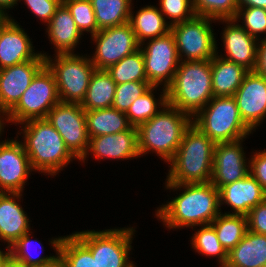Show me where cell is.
Returning a JSON list of instances; mask_svg holds the SVG:
<instances>
[{
  "label": "cell",
  "instance_id": "cell-1",
  "mask_svg": "<svg viewBox=\"0 0 266 267\" xmlns=\"http://www.w3.org/2000/svg\"><path fill=\"white\" fill-rule=\"evenodd\" d=\"M165 188L183 192L162 204L155 212L169 229L210 224L221 212L219 190L211 183H165Z\"/></svg>",
  "mask_w": 266,
  "mask_h": 267
},
{
  "label": "cell",
  "instance_id": "cell-36",
  "mask_svg": "<svg viewBox=\"0 0 266 267\" xmlns=\"http://www.w3.org/2000/svg\"><path fill=\"white\" fill-rule=\"evenodd\" d=\"M196 16H204L214 20L234 19L237 10V0H192Z\"/></svg>",
  "mask_w": 266,
  "mask_h": 267
},
{
  "label": "cell",
  "instance_id": "cell-49",
  "mask_svg": "<svg viewBox=\"0 0 266 267\" xmlns=\"http://www.w3.org/2000/svg\"><path fill=\"white\" fill-rule=\"evenodd\" d=\"M2 116V117H1ZM5 116V117H4ZM4 118V119H3ZM4 120L6 121V122H8V119H7V114L4 112V111H2V110H0V137H1V134H2V132L4 131Z\"/></svg>",
  "mask_w": 266,
  "mask_h": 267
},
{
  "label": "cell",
  "instance_id": "cell-18",
  "mask_svg": "<svg viewBox=\"0 0 266 267\" xmlns=\"http://www.w3.org/2000/svg\"><path fill=\"white\" fill-rule=\"evenodd\" d=\"M225 22L222 32L225 57L219 56L243 66L248 71H254L257 61L259 40L250 36L235 19L217 20Z\"/></svg>",
  "mask_w": 266,
  "mask_h": 267
},
{
  "label": "cell",
  "instance_id": "cell-51",
  "mask_svg": "<svg viewBox=\"0 0 266 267\" xmlns=\"http://www.w3.org/2000/svg\"><path fill=\"white\" fill-rule=\"evenodd\" d=\"M5 267H26V266H23V265H21V264H18V263H16V262H14L12 259H10V260L6 263Z\"/></svg>",
  "mask_w": 266,
  "mask_h": 267
},
{
  "label": "cell",
  "instance_id": "cell-23",
  "mask_svg": "<svg viewBox=\"0 0 266 267\" xmlns=\"http://www.w3.org/2000/svg\"><path fill=\"white\" fill-rule=\"evenodd\" d=\"M46 32L56 54H74L83 35L68 8L62 3L47 24Z\"/></svg>",
  "mask_w": 266,
  "mask_h": 267
},
{
  "label": "cell",
  "instance_id": "cell-20",
  "mask_svg": "<svg viewBox=\"0 0 266 267\" xmlns=\"http://www.w3.org/2000/svg\"><path fill=\"white\" fill-rule=\"evenodd\" d=\"M266 199L260 183L248 173L243 179L226 184L219 189L220 209L227 204L233 210L224 214L247 215L249 211Z\"/></svg>",
  "mask_w": 266,
  "mask_h": 267
},
{
  "label": "cell",
  "instance_id": "cell-6",
  "mask_svg": "<svg viewBox=\"0 0 266 267\" xmlns=\"http://www.w3.org/2000/svg\"><path fill=\"white\" fill-rule=\"evenodd\" d=\"M192 124L214 143L238 141L253 133L242 120L233 96L213 97L192 118Z\"/></svg>",
  "mask_w": 266,
  "mask_h": 267
},
{
  "label": "cell",
  "instance_id": "cell-27",
  "mask_svg": "<svg viewBox=\"0 0 266 267\" xmlns=\"http://www.w3.org/2000/svg\"><path fill=\"white\" fill-rule=\"evenodd\" d=\"M85 117L89 138L120 133L131 127L125 113L113 107L85 111Z\"/></svg>",
  "mask_w": 266,
  "mask_h": 267
},
{
  "label": "cell",
  "instance_id": "cell-7",
  "mask_svg": "<svg viewBox=\"0 0 266 267\" xmlns=\"http://www.w3.org/2000/svg\"><path fill=\"white\" fill-rule=\"evenodd\" d=\"M40 54L45 57V65L54 74L60 102L81 104L96 70L90 56L54 54L55 58L52 59L44 52Z\"/></svg>",
  "mask_w": 266,
  "mask_h": 267
},
{
  "label": "cell",
  "instance_id": "cell-21",
  "mask_svg": "<svg viewBox=\"0 0 266 267\" xmlns=\"http://www.w3.org/2000/svg\"><path fill=\"white\" fill-rule=\"evenodd\" d=\"M21 196L22 193L0 192V240L7 242L9 248L31 228L30 219L18 202Z\"/></svg>",
  "mask_w": 266,
  "mask_h": 267
},
{
  "label": "cell",
  "instance_id": "cell-42",
  "mask_svg": "<svg viewBox=\"0 0 266 267\" xmlns=\"http://www.w3.org/2000/svg\"><path fill=\"white\" fill-rule=\"evenodd\" d=\"M246 217L249 231L266 235V199L253 207Z\"/></svg>",
  "mask_w": 266,
  "mask_h": 267
},
{
  "label": "cell",
  "instance_id": "cell-48",
  "mask_svg": "<svg viewBox=\"0 0 266 267\" xmlns=\"http://www.w3.org/2000/svg\"><path fill=\"white\" fill-rule=\"evenodd\" d=\"M13 20V18L10 15H5L1 20H0V39L2 36V33L5 29V27Z\"/></svg>",
  "mask_w": 266,
  "mask_h": 267
},
{
  "label": "cell",
  "instance_id": "cell-31",
  "mask_svg": "<svg viewBox=\"0 0 266 267\" xmlns=\"http://www.w3.org/2000/svg\"><path fill=\"white\" fill-rule=\"evenodd\" d=\"M156 89L157 86H151L143 95L137 97L128 108L125 115L131 126L138 128L141 124L149 121L160 111V108L167 104V89L162 88L163 91H161L159 96L160 99L158 98L159 101L153 94Z\"/></svg>",
  "mask_w": 266,
  "mask_h": 267
},
{
  "label": "cell",
  "instance_id": "cell-40",
  "mask_svg": "<svg viewBox=\"0 0 266 267\" xmlns=\"http://www.w3.org/2000/svg\"><path fill=\"white\" fill-rule=\"evenodd\" d=\"M159 10L170 19L169 24L188 21L195 16L192 0H159Z\"/></svg>",
  "mask_w": 266,
  "mask_h": 267
},
{
  "label": "cell",
  "instance_id": "cell-35",
  "mask_svg": "<svg viewBox=\"0 0 266 267\" xmlns=\"http://www.w3.org/2000/svg\"><path fill=\"white\" fill-rule=\"evenodd\" d=\"M191 238V248H193L194 251L196 250L195 252L206 255L207 257L217 256L216 258H218L217 261L220 267L225 266L228 252L220 244L216 231L211 224L201 225V228L198 229Z\"/></svg>",
  "mask_w": 266,
  "mask_h": 267
},
{
  "label": "cell",
  "instance_id": "cell-32",
  "mask_svg": "<svg viewBox=\"0 0 266 267\" xmlns=\"http://www.w3.org/2000/svg\"><path fill=\"white\" fill-rule=\"evenodd\" d=\"M30 233V234H29ZM32 232H27L23 236H21L11 247H10V258L23 266L29 267V266H43L46 264H49L53 261H55L59 257V248L62 241V236L50 239V244L54 251L56 252V255H46V256H34L32 253H30V245L32 246V240L30 235ZM39 244H38V243ZM41 241L34 240L33 243H36L40 245ZM41 251H44V246L41 244ZM34 256H32V255Z\"/></svg>",
  "mask_w": 266,
  "mask_h": 267
},
{
  "label": "cell",
  "instance_id": "cell-39",
  "mask_svg": "<svg viewBox=\"0 0 266 267\" xmlns=\"http://www.w3.org/2000/svg\"><path fill=\"white\" fill-rule=\"evenodd\" d=\"M151 86L149 82H126L116 84L112 107L120 112L126 113L137 97L143 95Z\"/></svg>",
  "mask_w": 266,
  "mask_h": 267
},
{
  "label": "cell",
  "instance_id": "cell-24",
  "mask_svg": "<svg viewBox=\"0 0 266 267\" xmlns=\"http://www.w3.org/2000/svg\"><path fill=\"white\" fill-rule=\"evenodd\" d=\"M266 264V235L247 230L242 240L228 252L224 267H263Z\"/></svg>",
  "mask_w": 266,
  "mask_h": 267
},
{
  "label": "cell",
  "instance_id": "cell-34",
  "mask_svg": "<svg viewBox=\"0 0 266 267\" xmlns=\"http://www.w3.org/2000/svg\"><path fill=\"white\" fill-rule=\"evenodd\" d=\"M59 257L63 267H97L91 251L73 233L63 236Z\"/></svg>",
  "mask_w": 266,
  "mask_h": 267
},
{
  "label": "cell",
  "instance_id": "cell-43",
  "mask_svg": "<svg viewBox=\"0 0 266 267\" xmlns=\"http://www.w3.org/2000/svg\"><path fill=\"white\" fill-rule=\"evenodd\" d=\"M249 163V173L260 183L266 193V149L254 152Z\"/></svg>",
  "mask_w": 266,
  "mask_h": 267
},
{
  "label": "cell",
  "instance_id": "cell-28",
  "mask_svg": "<svg viewBox=\"0 0 266 267\" xmlns=\"http://www.w3.org/2000/svg\"><path fill=\"white\" fill-rule=\"evenodd\" d=\"M116 83L106 70L96 69L91 76L86 96L81 103L85 111L112 107Z\"/></svg>",
  "mask_w": 266,
  "mask_h": 267
},
{
  "label": "cell",
  "instance_id": "cell-3",
  "mask_svg": "<svg viewBox=\"0 0 266 267\" xmlns=\"http://www.w3.org/2000/svg\"><path fill=\"white\" fill-rule=\"evenodd\" d=\"M23 146L34 171L51 177L77 159L66 147L57 130L45 119L29 120L21 124ZM24 125V126H23Z\"/></svg>",
  "mask_w": 266,
  "mask_h": 267
},
{
  "label": "cell",
  "instance_id": "cell-41",
  "mask_svg": "<svg viewBox=\"0 0 266 267\" xmlns=\"http://www.w3.org/2000/svg\"><path fill=\"white\" fill-rule=\"evenodd\" d=\"M21 1V0H19ZM31 13L48 24L56 10L63 3L61 0H23Z\"/></svg>",
  "mask_w": 266,
  "mask_h": 267
},
{
  "label": "cell",
  "instance_id": "cell-19",
  "mask_svg": "<svg viewBox=\"0 0 266 267\" xmlns=\"http://www.w3.org/2000/svg\"><path fill=\"white\" fill-rule=\"evenodd\" d=\"M89 153H91V156L93 154V158L95 157L97 160L110 158L114 160H128L140 157L137 128L131 126L128 130L120 133L90 138L86 155L80 162L82 161L84 163Z\"/></svg>",
  "mask_w": 266,
  "mask_h": 267
},
{
  "label": "cell",
  "instance_id": "cell-8",
  "mask_svg": "<svg viewBox=\"0 0 266 267\" xmlns=\"http://www.w3.org/2000/svg\"><path fill=\"white\" fill-rule=\"evenodd\" d=\"M135 232L133 227H124L73 234L91 251L97 267H136L129 260Z\"/></svg>",
  "mask_w": 266,
  "mask_h": 267
},
{
  "label": "cell",
  "instance_id": "cell-13",
  "mask_svg": "<svg viewBox=\"0 0 266 267\" xmlns=\"http://www.w3.org/2000/svg\"><path fill=\"white\" fill-rule=\"evenodd\" d=\"M91 38L96 43V51L90 60L99 70H107L140 48L129 22L101 29Z\"/></svg>",
  "mask_w": 266,
  "mask_h": 267
},
{
  "label": "cell",
  "instance_id": "cell-17",
  "mask_svg": "<svg viewBox=\"0 0 266 267\" xmlns=\"http://www.w3.org/2000/svg\"><path fill=\"white\" fill-rule=\"evenodd\" d=\"M233 97L244 123L256 130L266 118V78L249 71Z\"/></svg>",
  "mask_w": 266,
  "mask_h": 267
},
{
  "label": "cell",
  "instance_id": "cell-50",
  "mask_svg": "<svg viewBox=\"0 0 266 267\" xmlns=\"http://www.w3.org/2000/svg\"><path fill=\"white\" fill-rule=\"evenodd\" d=\"M29 267H63L60 257H58L55 261L43 265V266H29Z\"/></svg>",
  "mask_w": 266,
  "mask_h": 267
},
{
  "label": "cell",
  "instance_id": "cell-46",
  "mask_svg": "<svg viewBox=\"0 0 266 267\" xmlns=\"http://www.w3.org/2000/svg\"><path fill=\"white\" fill-rule=\"evenodd\" d=\"M19 0H0V10L7 15V10L14 8L16 4L18 5Z\"/></svg>",
  "mask_w": 266,
  "mask_h": 267
},
{
  "label": "cell",
  "instance_id": "cell-5",
  "mask_svg": "<svg viewBox=\"0 0 266 267\" xmlns=\"http://www.w3.org/2000/svg\"><path fill=\"white\" fill-rule=\"evenodd\" d=\"M213 97L211 60L180 61L167 103L193 118Z\"/></svg>",
  "mask_w": 266,
  "mask_h": 267
},
{
  "label": "cell",
  "instance_id": "cell-45",
  "mask_svg": "<svg viewBox=\"0 0 266 267\" xmlns=\"http://www.w3.org/2000/svg\"><path fill=\"white\" fill-rule=\"evenodd\" d=\"M238 7H260L266 6V0H237Z\"/></svg>",
  "mask_w": 266,
  "mask_h": 267
},
{
  "label": "cell",
  "instance_id": "cell-11",
  "mask_svg": "<svg viewBox=\"0 0 266 267\" xmlns=\"http://www.w3.org/2000/svg\"><path fill=\"white\" fill-rule=\"evenodd\" d=\"M146 41L148 42L140 44V49L147 80L152 86L163 85L167 89L173 82L180 64L174 35L169 32L165 36Z\"/></svg>",
  "mask_w": 266,
  "mask_h": 267
},
{
  "label": "cell",
  "instance_id": "cell-26",
  "mask_svg": "<svg viewBox=\"0 0 266 267\" xmlns=\"http://www.w3.org/2000/svg\"><path fill=\"white\" fill-rule=\"evenodd\" d=\"M129 23L139 44L171 32L169 22L166 21L159 8L152 5L140 8L135 16L131 9Z\"/></svg>",
  "mask_w": 266,
  "mask_h": 267
},
{
  "label": "cell",
  "instance_id": "cell-4",
  "mask_svg": "<svg viewBox=\"0 0 266 267\" xmlns=\"http://www.w3.org/2000/svg\"><path fill=\"white\" fill-rule=\"evenodd\" d=\"M192 117L170 104H166L149 121L138 128L140 156L155 152L168 163L176 153L185 131L191 126Z\"/></svg>",
  "mask_w": 266,
  "mask_h": 267
},
{
  "label": "cell",
  "instance_id": "cell-12",
  "mask_svg": "<svg viewBox=\"0 0 266 267\" xmlns=\"http://www.w3.org/2000/svg\"><path fill=\"white\" fill-rule=\"evenodd\" d=\"M63 138L66 147L81 160L89 147L85 110L79 103L56 104L46 117Z\"/></svg>",
  "mask_w": 266,
  "mask_h": 267
},
{
  "label": "cell",
  "instance_id": "cell-33",
  "mask_svg": "<svg viewBox=\"0 0 266 267\" xmlns=\"http://www.w3.org/2000/svg\"><path fill=\"white\" fill-rule=\"evenodd\" d=\"M116 84L148 82L141 49L127 55L106 70Z\"/></svg>",
  "mask_w": 266,
  "mask_h": 267
},
{
  "label": "cell",
  "instance_id": "cell-37",
  "mask_svg": "<svg viewBox=\"0 0 266 267\" xmlns=\"http://www.w3.org/2000/svg\"><path fill=\"white\" fill-rule=\"evenodd\" d=\"M63 4L70 11L75 24L82 34L89 32L92 36L99 31L90 0H63Z\"/></svg>",
  "mask_w": 266,
  "mask_h": 267
},
{
  "label": "cell",
  "instance_id": "cell-25",
  "mask_svg": "<svg viewBox=\"0 0 266 267\" xmlns=\"http://www.w3.org/2000/svg\"><path fill=\"white\" fill-rule=\"evenodd\" d=\"M212 90L214 97L234 96L249 72L243 66L217 54L211 60Z\"/></svg>",
  "mask_w": 266,
  "mask_h": 267
},
{
  "label": "cell",
  "instance_id": "cell-52",
  "mask_svg": "<svg viewBox=\"0 0 266 267\" xmlns=\"http://www.w3.org/2000/svg\"><path fill=\"white\" fill-rule=\"evenodd\" d=\"M5 16V14L0 10V20Z\"/></svg>",
  "mask_w": 266,
  "mask_h": 267
},
{
  "label": "cell",
  "instance_id": "cell-10",
  "mask_svg": "<svg viewBox=\"0 0 266 267\" xmlns=\"http://www.w3.org/2000/svg\"><path fill=\"white\" fill-rule=\"evenodd\" d=\"M212 21L217 22L211 18L195 15L188 21L171 25L180 61L212 60L217 54Z\"/></svg>",
  "mask_w": 266,
  "mask_h": 267
},
{
  "label": "cell",
  "instance_id": "cell-38",
  "mask_svg": "<svg viewBox=\"0 0 266 267\" xmlns=\"http://www.w3.org/2000/svg\"><path fill=\"white\" fill-rule=\"evenodd\" d=\"M234 19L239 22L242 20L243 29L257 40L261 39L259 34H266V9L264 8L238 7Z\"/></svg>",
  "mask_w": 266,
  "mask_h": 267
},
{
  "label": "cell",
  "instance_id": "cell-47",
  "mask_svg": "<svg viewBox=\"0 0 266 267\" xmlns=\"http://www.w3.org/2000/svg\"><path fill=\"white\" fill-rule=\"evenodd\" d=\"M6 251H1L0 249V267H5L6 263L11 259L10 258V248L6 246Z\"/></svg>",
  "mask_w": 266,
  "mask_h": 267
},
{
  "label": "cell",
  "instance_id": "cell-30",
  "mask_svg": "<svg viewBox=\"0 0 266 267\" xmlns=\"http://www.w3.org/2000/svg\"><path fill=\"white\" fill-rule=\"evenodd\" d=\"M210 224L214 227L220 244L227 252L242 240L248 230L245 215L220 213Z\"/></svg>",
  "mask_w": 266,
  "mask_h": 267
},
{
  "label": "cell",
  "instance_id": "cell-2",
  "mask_svg": "<svg viewBox=\"0 0 266 267\" xmlns=\"http://www.w3.org/2000/svg\"><path fill=\"white\" fill-rule=\"evenodd\" d=\"M215 143L195 125L185 131L181 143L168 162L166 183L195 184L211 182Z\"/></svg>",
  "mask_w": 266,
  "mask_h": 267
},
{
  "label": "cell",
  "instance_id": "cell-22",
  "mask_svg": "<svg viewBox=\"0 0 266 267\" xmlns=\"http://www.w3.org/2000/svg\"><path fill=\"white\" fill-rule=\"evenodd\" d=\"M13 19L4 29L0 39V69L35 60L40 53L34 48L28 34Z\"/></svg>",
  "mask_w": 266,
  "mask_h": 267
},
{
  "label": "cell",
  "instance_id": "cell-16",
  "mask_svg": "<svg viewBox=\"0 0 266 267\" xmlns=\"http://www.w3.org/2000/svg\"><path fill=\"white\" fill-rule=\"evenodd\" d=\"M215 143L211 183L219 190L222 186L243 179L249 173V160L242 142ZM248 164V165H247Z\"/></svg>",
  "mask_w": 266,
  "mask_h": 267
},
{
  "label": "cell",
  "instance_id": "cell-9",
  "mask_svg": "<svg viewBox=\"0 0 266 267\" xmlns=\"http://www.w3.org/2000/svg\"><path fill=\"white\" fill-rule=\"evenodd\" d=\"M59 102L54 74L45 65L32 79L17 105L7 114L8 123L17 125L29 120L45 119Z\"/></svg>",
  "mask_w": 266,
  "mask_h": 267
},
{
  "label": "cell",
  "instance_id": "cell-29",
  "mask_svg": "<svg viewBox=\"0 0 266 267\" xmlns=\"http://www.w3.org/2000/svg\"><path fill=\"white\" fill-rule=\"evenodd\" d=\"M98 29L110 28L129 22L132 0H90Z\"/></svg>",
  "mask_w": 266,
  "mask_h": 267
},
{
  "label": "cell",
  "instance_id": "cell-15",
  "mask_svg": "<svg viewBox=\"0 0 266 267\" xmlns=\"http://www.w3.org/2000/svg\"><path fill=\"white\" fill-rule=\"evenodd\" d=\"M44 66L45 57L40 54L35 60L0 69V110L8 114Z\"/></svg>",
  "mask_w": 266,
  "mask_h": 267
},
{
  "label": "cell",
  "instance_id": "cell-44",
  "mask_svg": "<svg viewBox=\"0 0 266 267\" xmlns=\"http://www.w3.org/2000/svg\"><path fill=\"white\" fill-rule=\"evenodd\" d=\"M265 38V39H264ZM258 43L257 61L254 72L266 78V36Z\"/></svg>",
  "mask_w": 266,
  "mask_h": 267
},
{
  "label": "cell",
  "instance_id": "cell-14",
  "mask_svg": "<svg viewBox=\"0 0 266 267\" xmlns=\"http://www.w3.org/2000/svg\"><path fill=\"white\" fill-rule=\"evenodd\" d=\"M32 171L22 141L15 138L0 142V192L23 193Z\"/></svg>",
  "mask_w": 266,
  "mask_h": 267
}]
</instances>
